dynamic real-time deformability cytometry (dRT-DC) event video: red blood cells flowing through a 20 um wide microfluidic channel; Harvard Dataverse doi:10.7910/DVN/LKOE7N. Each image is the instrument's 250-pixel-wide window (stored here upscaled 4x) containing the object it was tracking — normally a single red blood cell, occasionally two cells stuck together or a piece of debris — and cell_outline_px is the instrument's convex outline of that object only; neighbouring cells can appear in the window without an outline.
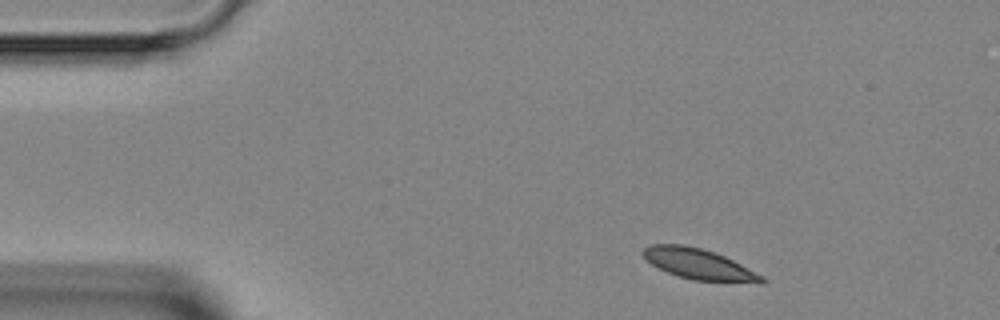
{"species": "Egyptian fruit bat (a non-hibernating species)", "species_latin": "Rousettus aegyptiacus", "temperature_condition": "room temperature", "stored_images_in_passage": 3, "segment_of_instrument_passage": [1, 2], "camera_frame_rate_fps": 3000, "um_per_image_px": 0.085, "animal": {"sex": "female"}, "frame": {"image": 1, "passage_image": 1, "time_ms": 0.0, "image_size_px": [1000, 320], "cell_outline_px": [[768, 280], [764, 284], [760, 284], [692, 280], [676, 276], [652, 264], [640, 252], [644, 248], [652, 244], [684, 244], [700, 248], [724, 256], [764, 276]], "centroid_in_image_um": [59.46, 22.48], "position_along_channel_um": 25.5, "area_um2": 21.33}}